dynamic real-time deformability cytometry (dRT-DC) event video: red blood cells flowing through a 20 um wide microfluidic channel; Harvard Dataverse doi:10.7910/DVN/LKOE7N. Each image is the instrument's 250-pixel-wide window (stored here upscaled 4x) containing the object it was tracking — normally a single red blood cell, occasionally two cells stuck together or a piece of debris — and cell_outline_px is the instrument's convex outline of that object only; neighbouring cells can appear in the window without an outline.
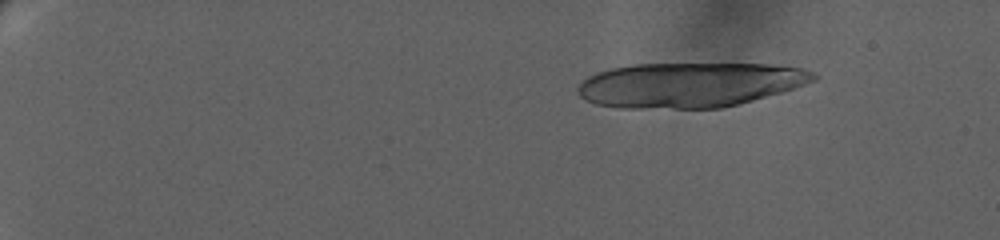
{"species": "human", "species_latin": "Homo sapiens", "temperature_condition": "warm", "stored_images_in_passage": 26, "camera_frame_rate_fps": 3000, "um_per_image_px": 0.085, "donor": {"sex": "female"}, "frame": {"image": 1, "passage_image": 1, "time_ms": 0.0, "image_size_px": [1000, 240], "cell_outline_px": [[820, 76], [816, 80], [780, 92], [752, 100], [720, 108], [620, 108], [596, 104], [584, 100], [580, 96], [576, 88], [588, 76], [596, 72], [608, 68], [632, 64], [768, 64], [804, 68]], "centroid_in_image_um": [58.57, 7.2], "position_along_channel_um": 26.4, "area_um2": 61.56}}